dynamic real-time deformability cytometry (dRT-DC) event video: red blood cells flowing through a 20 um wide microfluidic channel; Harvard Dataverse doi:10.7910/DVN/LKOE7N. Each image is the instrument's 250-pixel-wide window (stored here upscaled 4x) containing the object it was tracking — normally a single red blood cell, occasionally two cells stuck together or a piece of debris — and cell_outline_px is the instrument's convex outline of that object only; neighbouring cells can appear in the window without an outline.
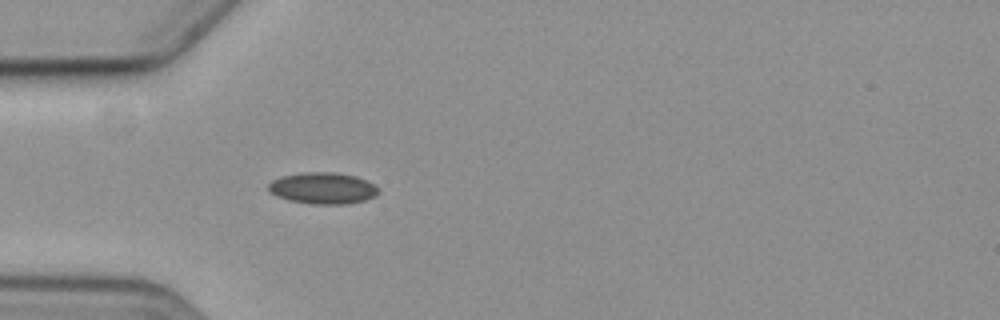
{"species": "common noctule bat (a hibernating species)", "species_latin": "Nyctalus noctula", "temperature_condition": "cold", "stored_images_in_passage": 3, "camera_frame_rate_fps": 3000, "um_per_image_px": 0.085, "animal": {"sex": "female", "body_mass_g": 19.3, "forearm_length_mm": 54.1}, "frame": {"image": 1, "passage_image": 3, "time_ms": 3.333, "image_size_px": [1000, 320], "cell_outline_px": [[380, 192], [376, 196], [364, 200], [348, 204], [308, 204], [288, 200], [276, 196], [268, 192], [268, 184], [272, 180], [280, 176], [304, 172], [336, 172], [356, 176], [372, 184]], "centroid_in_image_um": [27.39, 16.0], "position_along_channel_um": 57.6, "area_um2": 20.35}}